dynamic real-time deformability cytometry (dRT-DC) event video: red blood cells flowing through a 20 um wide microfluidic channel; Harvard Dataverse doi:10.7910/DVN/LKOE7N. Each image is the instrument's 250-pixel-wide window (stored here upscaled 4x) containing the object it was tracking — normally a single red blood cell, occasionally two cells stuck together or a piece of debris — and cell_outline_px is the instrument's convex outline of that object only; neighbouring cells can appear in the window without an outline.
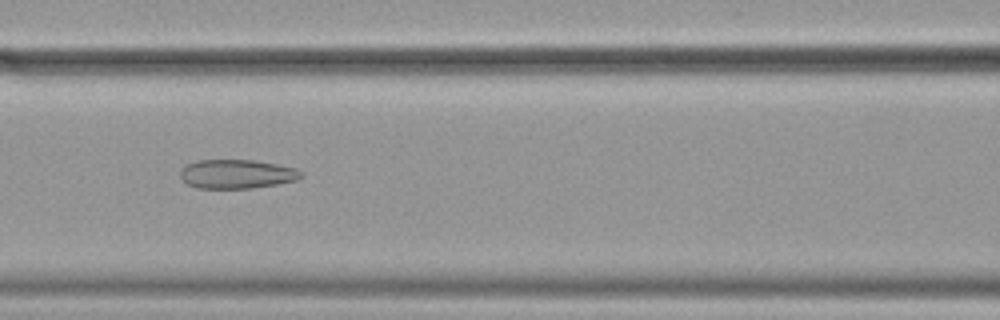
{"species": "common noctule bat (a hibernating species)", "species_latin": "Nyctalus noctula", "temperature_condition": "cold", "stored_images_in_passage": 56, "camera_frame_rate_fps": 3000, "um_per_image_px": 0.085, "animal": {"sex": "female", "body_mass_g": 19.9}, "frame": {"image": 1, "passage_image": 24, "time_ms": 7.667, "image_size_px": [1000, 320], "cell_outline_px": [[304, 176], [296, 180], [276, 184], [252, 188], [196, 188], [188, 184], [180, 176], [180, 168], [184, 164], [196, 160], [256, 160], [296, 168], [304, 172]], "centroid_in_image_um": [20.12, 14.78], "position_along_channel_um": 146.5, "area_um2": 20.63}}
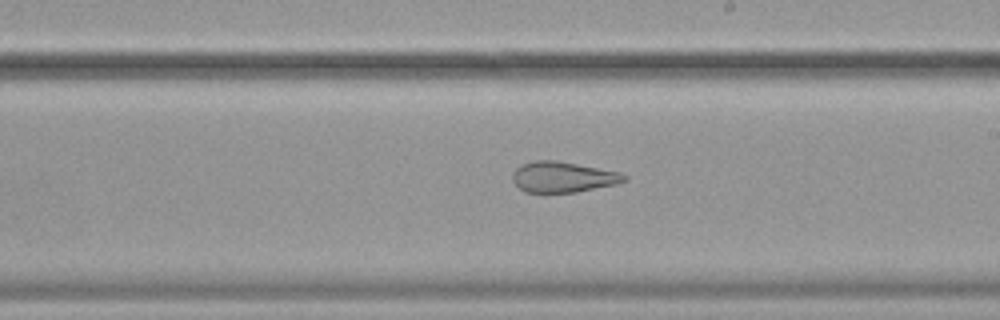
{"frame": {"image": 2, "passage_image": 32, "time_ms": 10.333, "image_size_px": [1000, 320], "cell_outline_px": [[628, 180], [616, 184], [576, 192], [524, 192], [512, 180], [512, 172], [516, 168], [524, 164], [536, 160], [556, 160], [620, 172], [628, 176]], "centroid_in_image_um": [47.86, 15.04], "position_along_channel_um": 241.1, "area_um2": 19.88}}
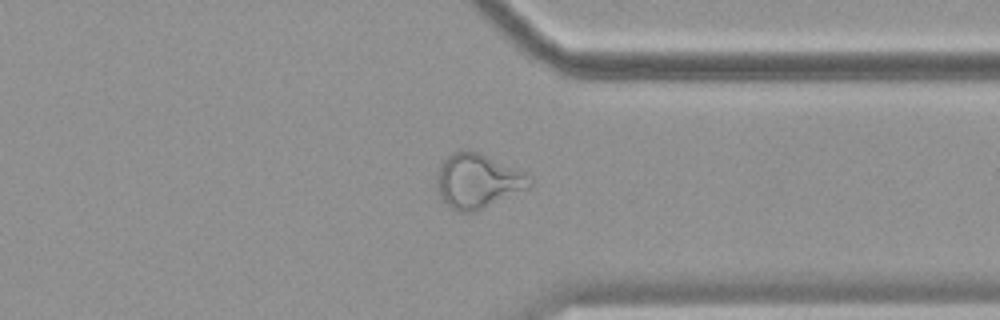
{"frame": {"image": 3, "passage_image": 43, "time_ms": 14.0, "image_size_px": [1000, 320], "cell_outline_px": [[532, 184], [528, 188], [476, 212], [456, 212], [440, 200], [436, 188], [436, 180], [440, 164], [448, 156], [456, 152], [476, 152], [524, 172], [532, 176]], "centroid_in_image_um": [40.58, 15.44], "position_along_channel_um": 370.8, "area_um2": 29.25}, "authors_computed_cell_mechanics": {"area_um2": 27.8596, "velocity_mm_per_s": 3.5661, "shape_relaxation_time_tau1_ms": null, "shape_relaxation_time_tau2_ms": 2.3241, "deformation_change_tau1": null, "deformation_change_tau2": 0.112}}